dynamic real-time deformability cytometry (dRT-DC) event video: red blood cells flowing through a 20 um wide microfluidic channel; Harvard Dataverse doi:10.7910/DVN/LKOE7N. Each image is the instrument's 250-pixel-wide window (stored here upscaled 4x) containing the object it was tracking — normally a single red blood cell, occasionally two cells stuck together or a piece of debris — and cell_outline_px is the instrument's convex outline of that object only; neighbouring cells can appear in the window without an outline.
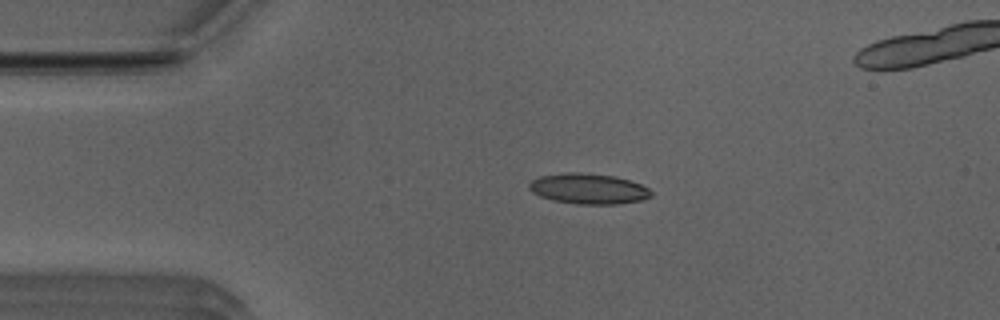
{"species": "Egyptian fruit bat (a non-hibernating species)", "species_latin": "Rousettus aegyptiacus", "temperature_condition": "room temperature", "stored_images_in_passage": 51, "camera_frame_rate_fps": 3000, "um_per_image_px": 0.085, "animal": {"sex": "male"}, "frame": {"image": 1, "passage_image": 10, "time_ms": 3.0, "image_size_px": [1000, 320], "cell_outline_px": [[652, 196], [640, 200], [620, 204], [576, 204], [552, 200], [540, 196], [532, 192], [528, 188], [528, 184], [532, 180], [540, 176], [564, 172], [580, 172], [612, 176], [628, 180], [640, 184], [648, 188], [652, 192]], "centroid_in_image_um": [49.98, 16.04], "position_along_channel_um": 35.0, "area_um2": 21.68}}
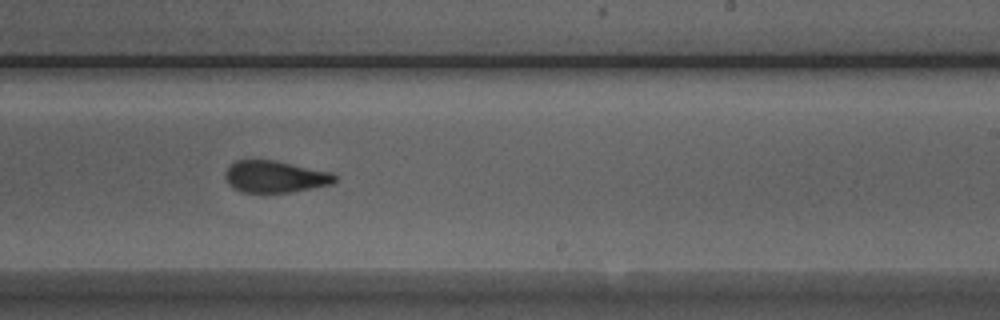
{"frame": {"image": 2, "passage_image": 30, "time_ms": 9.667, "image_size_px": [1000, 320], "cell_outline_px": [[336, 180], [332, 184], [292, 192], [240, 192], [228, 184], [224, 176], [224, 172], [236, 160], [248, 156], [276, 160], [332, 172], [336, 176]], "centroid_in_image_um": [23.33, 14.97], "position_along_channel_um": 265.7, "area_um2": 20.98}}
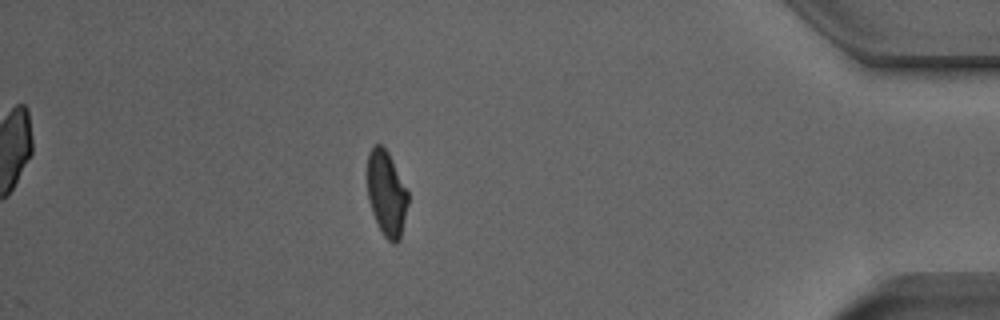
{"frame": {"image": 3, "passage_image": 44, "time_ms": 14.333, "image_size_px": [1000, 320], "cell_outline_px": [[408, 204], [400, 240], [396, 244], [392, 244], [384, 236], [372, 212], [368, 200], [368, 152], [376, 144], [380, 144], [388, 152], [408, 192]], "centroid_in_image_um": [32.86, 16.48], "position_along_channel_um": 402.3, "area_um2": 20.0}, "authors_computed_cell_mechanics": {"area_um2": 20.8658, "velocity_mm_per_s": 3.9762, "shape_relaxation_time_tau1_ms": 9.2186, "shape_relaxation_time_tau2_ms": 1.3283, "deformation_change_tau1": 0.2271, "deformation_change_tau2": 0.0819}}